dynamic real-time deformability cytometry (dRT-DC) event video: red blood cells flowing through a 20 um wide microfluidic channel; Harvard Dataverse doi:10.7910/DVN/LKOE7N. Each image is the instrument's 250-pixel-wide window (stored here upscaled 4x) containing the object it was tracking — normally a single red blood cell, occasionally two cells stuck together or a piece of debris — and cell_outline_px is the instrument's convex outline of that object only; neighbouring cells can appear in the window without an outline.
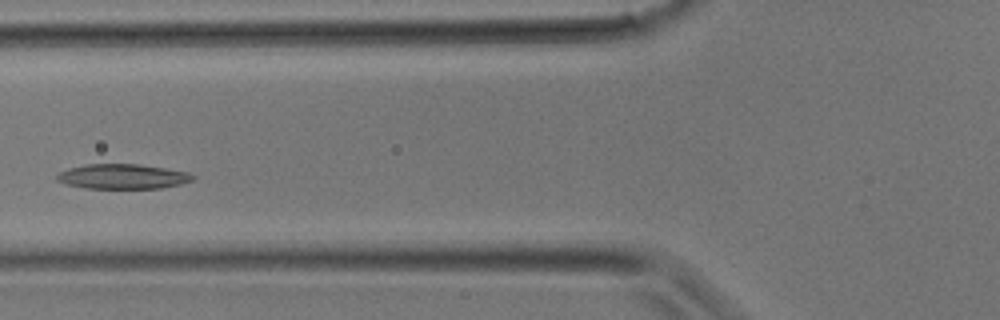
{"species": "common noctule bat (a hibernating species)", "species_latin": "Nyctalus noctula", "temperature_condition": "room temperature", "stored_images_in_passage": 25, "camera_frame_rate_fps": 3000, "um_per_image_px": 0.085, "animal": {"sex": "male", "body_mass_g": 17.9}, "frame": {"image": 1, "passage_image": 9, "time_ms": 2.667, "image_size_px": [1000, 320], "cell_outline_px": [[196, 176], [192, 180], [180, 184], [160, 188], [88, 188], [64, 184], [56, 180], [56, 176], [60, 172], [68, 168], [84, 164], [140, 164], [188, 172]], "centroid_in_image_um": [10.4, 14.99], "position_along_channel_um": 115.4, "area_um2": 19.65}}
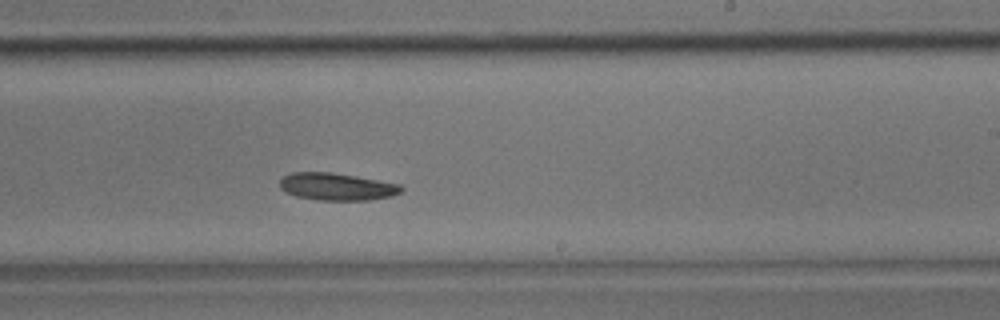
{"frame": {"image": 2, "passage_image": 16, "time_ms": 5.0, "image_size_px": [1000, 320], "cell_outline_px": [[404, 188], [400, 192], [392, 196], [368, 200], [316, 200], [296, 196], [284, 192], [280, 188], [280, 180], [284, 176], [292, 172], [328, 172], [400, 184]], "centroid_in_image_um": [28.59, 15.88], "position_along_channel_um": 260.4, "area_um2": 19.19}}
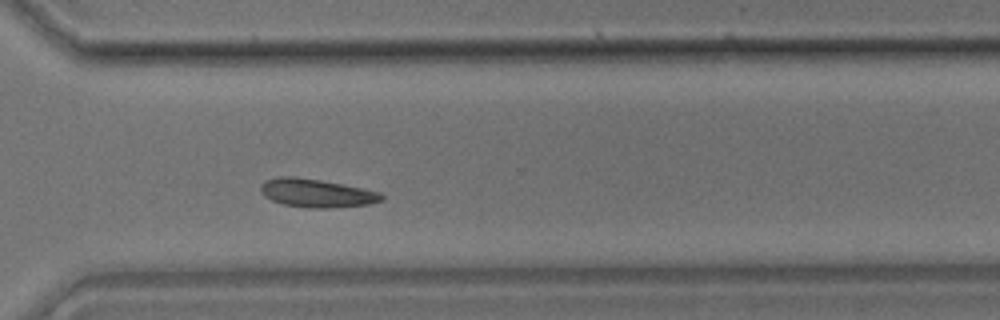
{"frame": {"image": 3, "passage_image": 20, "time_ms": 6.333, "image_size_px": [1000, 320], "cell_outline_px": [[384, 200], [368, 204], [328, 208], [304, 208], [284, 204], [272, 200], [264, 196], [260, 188], [260, 184], [264, 180], [276, 176], [292, 176], [320, 180], [380, 192], [384, 196]], "centroid_in_image_um": [26.86, 16.41], "position_along_channel_um": 343.7, "area_um2": 19.94}}